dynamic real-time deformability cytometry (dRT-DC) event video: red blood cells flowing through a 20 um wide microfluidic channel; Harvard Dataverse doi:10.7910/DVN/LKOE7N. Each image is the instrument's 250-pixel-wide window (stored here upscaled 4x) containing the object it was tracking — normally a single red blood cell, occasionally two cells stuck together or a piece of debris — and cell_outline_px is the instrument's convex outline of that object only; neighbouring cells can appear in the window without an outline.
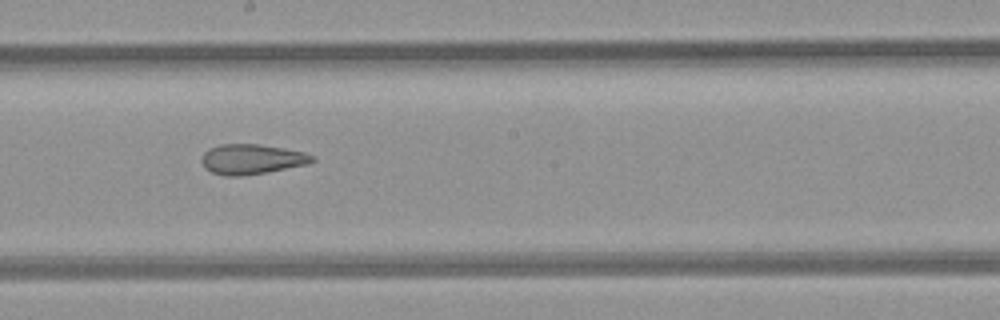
{"species": "common noctule bat (a hibernating species)", "species_latin": "Nyctalus noctula", "temperature_condition": "room temperature", "stored_images_in_passage": 8, "camera_frame_rate_fps": 3000, "um_per_image_px": 0.085, "animal": {"sex": "female", "body_mass_g": 21.9}, "frame": {"image": 1, "passage_image": 8, "time_ms": 8.333, "image_size_px": [1000, 320], "cell_outline_px": [[316, 160], [308, 164], [264, 172], [240, 176], [224, 176], [212, 172], [204, 168], [200, 160], [204, 152], [208, 148], [220, 144], [260, 144], [284, 148], [304, 152], [316, 156]], "centroid_in_image_um": [21.38, 13.52], "position_along_channel_um": 226.8, "area_um2": 19.48}}